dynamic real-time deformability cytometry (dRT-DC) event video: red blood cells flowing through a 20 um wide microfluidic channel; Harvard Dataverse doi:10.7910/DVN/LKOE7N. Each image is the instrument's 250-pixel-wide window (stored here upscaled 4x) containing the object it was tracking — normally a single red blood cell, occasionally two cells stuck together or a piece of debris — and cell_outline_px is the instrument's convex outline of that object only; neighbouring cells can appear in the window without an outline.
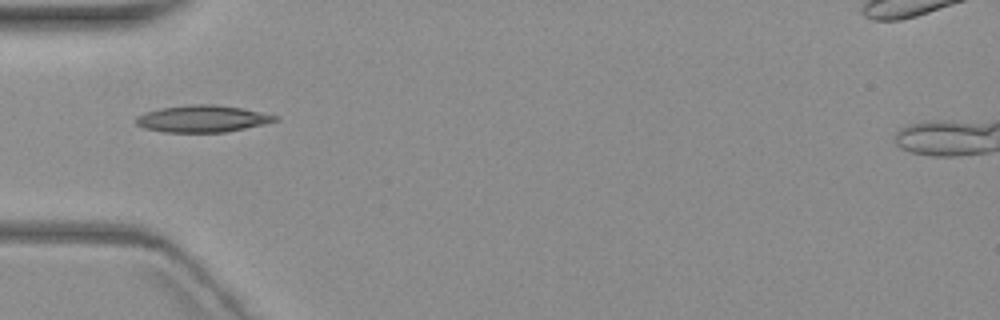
{"species": "common noctule bat (a hibernating species)", "species_latin": "Nyctalus noctula", "temperature_condition": "warm", "stored_images_in_passage": 10, "camera_frame_rate_fps": 3000, "um_per_image_px": 0.085, "animal": {"sex": "female", "body_mass_g": 19.3, "forearm_length_mm": 54.1}, "frame": {"image": 1, "passage_image": 4, "time_ms": 4.333, "image_size_px": [1000, 320], "cell_outline_px": [[280, 120], [264, 124], [224, 132], [164, 132], [144, 128], [136, 124], [136, 116], [144, 112], [160, 108], [192, 104], [212, 104], [240, 108], [280, 116]], "centroid_in_image_um": [17.19, 10.09], "position_along_channel_um": 67.8, "area_um2": 21.73}}
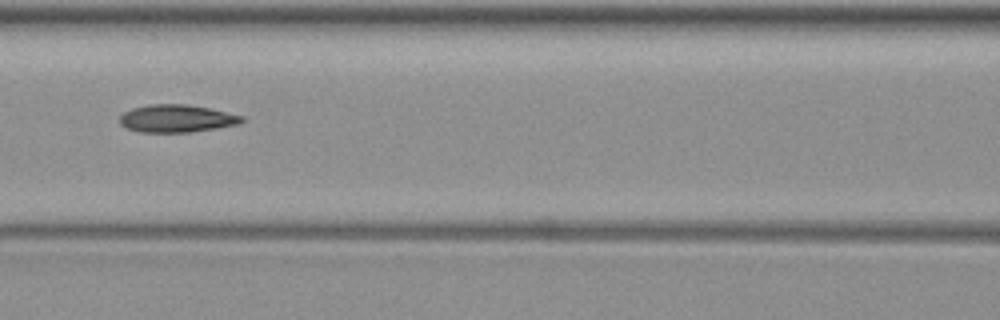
{"frame": {"image": 2, "passage_image": 6, "time_ms": 6.667, "image_size_px": [1000, 320], "cell_outline_px": [[244, 120], [240, 124], [192, 132], [140, 132], [124, 128], [120, 124], [120, 116], [124, 112], [132, 108], [148, 104], [188, 104], [208, 108], [244, 116]], "centroid_in_image_um": [15.0, 10.07], "position_along_channel_um": 151.6, "area_um2": 19.77}}
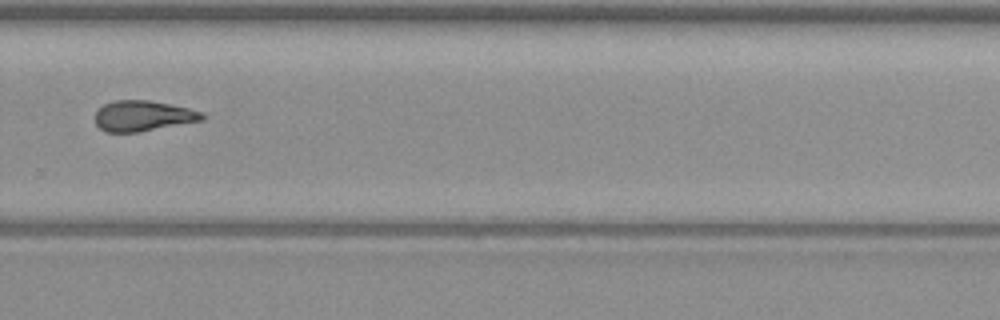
{"frame": {"image": 3, "passage_image": 10, "time_ms": 11.333, "image_size_px": [1000, 320], "cell_outline_px": [[204, 120], [136, 132], [104, 132], [96, 124], [96, 112], [104, 104], [116, 100], [148, 100], [188, 108], [200, 112], [204, 116]], "centroid_in_image_um": [12.12, 9.85], "position_along_channel_um": 317.7, "area_um2": 18.73}}